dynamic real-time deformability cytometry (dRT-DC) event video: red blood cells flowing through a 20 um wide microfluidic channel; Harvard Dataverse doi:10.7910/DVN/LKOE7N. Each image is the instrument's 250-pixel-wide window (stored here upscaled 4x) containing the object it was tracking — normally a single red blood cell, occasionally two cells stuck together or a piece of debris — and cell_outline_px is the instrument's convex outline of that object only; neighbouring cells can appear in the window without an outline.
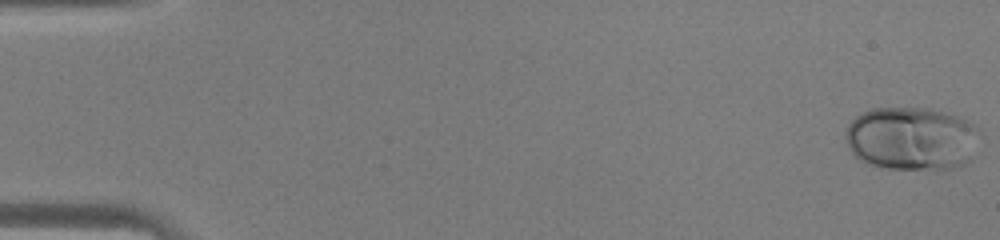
{"species": "human", "species_latin": "Homo sapiens", "temperature_condition": "warm", "stored_images_in_passage": 45, "camera_frame_rate_fps": 3000, "um_per_image_px": 0.085, "donor": {"sex": "male"}, "frame": {"image": 1, "passage_image": 1, "time_ms": 0.0, "image_size_px": [1000, 240], "cell_outline_px": [[976, 128], [968, 160], [964, 164], [948, 168], [888, 168], [872, 164], [860, 160], [848, 148], [844, 136], [848, 124], [856, 116], [872, 108], [928, 108], [956, 116], [972, 124]], "centroid_in_image_um": [77.36, 11.75], "position_along_channel_um": 7.6, "area_um2": 48.21}}
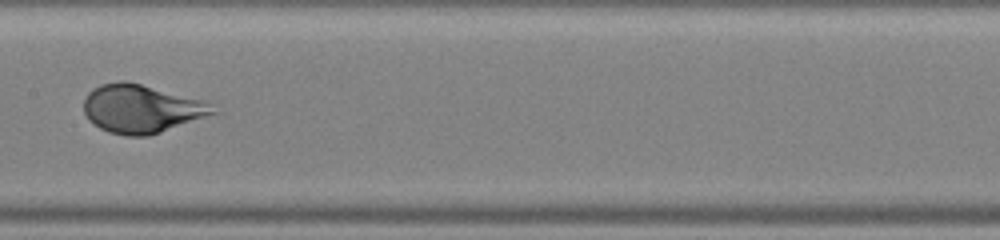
{"frame": {"image": 2, "passage_image": 24, "time_ms": 7.667, "image_size_px": [1000, 240], "cell_outline_px": [[220, 112], [148, 136], [124, 136], [108, 132], [100, 128], [88, 120], [84, 112], [84, 100], [88, 92], [92, 88], [100, 84], [120, 80], [124, 80], [140, 84], [200, 100], [208, 104]], "centroid_in_image_um": [11.95, 9.25], "position_along_channel_um": 195.4, "area_um2": 36.07}}
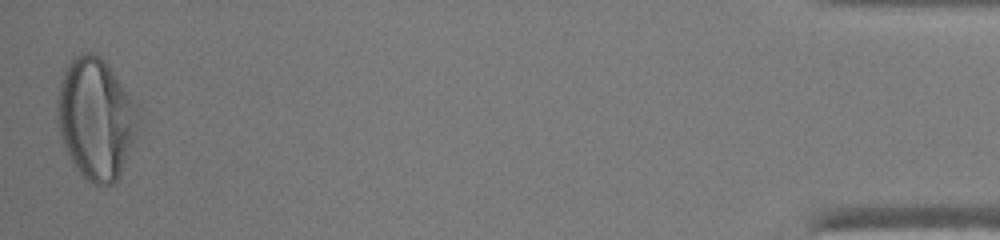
{"frame": {"image": 3, "passage_image": 45, "time_ms": 14.667, "image_size_px": [1000, 240], "cell_outline_px": [[136, 112], [132, 140], [120, 172], [116, 180], [112, 184], [92, 184], [84, 180], [80, 176], [68, 156], [60, 136], [56, 120], [56, 100], [60, 80], [68, 64], [80, 52], [92, 52], [100, 56], [104, 60], [132, 100], [136, 108]], "centroid_in_image_um": [8.03, 10.08], "position_along_channel_um": 427.2, "area_um2": 56.01}}